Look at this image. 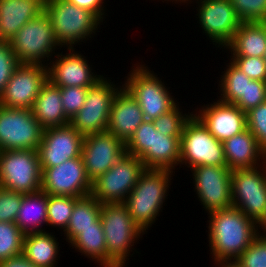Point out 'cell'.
I'll return each instance as SVG.
<instances>
[{"label":"cell","instance_id":"obj_35","mask_svg":"<svg viewBox=\"0 0 266 267\" xmlns=\"http://www.w3.org/2000/svg\"><path fill=\"white\" fill-rule=\"evenodd\" d=\"M242 22H266V0H230Z\"/></svg>","mask_w":266,"mask_h":267},{"label":"cell","instance_id":"obj_4","mask_svg":"<svg viewBox=\"0 0 266 267\" xmlns=\"http://www.w3.org/2000/svg\"><path fill=\"white\" fill-rule=\"evenodd\" d=\"M100 220L106 240L108 267H126L130 255L132 257L135 252L139 254L133 246L139 243L144 233L134 223L123 203L101 204Z\"/></svg>","mask_w":266,"mask_h":267},{"label":"cell","instance_id":"obj_22","mask_svg":"<svg viewBox=\"0 0 266 267\" xmlns=\"http://www.w3.org/2000/svg\"><path fill=\"white\" fill-rule=\"evenodd\" d=\"M144 121L139 104L122 87L113 99L107 131L126 143Z\"/></svg>","mask_w":266,"mask_h":267},{"label":"cell","instance_id":"obj_16","mask_svg":"<svg viewBox=\"0 0 266 267\" xmlns=\"http://www.w3.org/2000/svg\"><path fill=\"white\" fill-rule=\"evenodd\" d=\"M41 169V190L48 195L77 198L91 195L92 182L87 176L82 156L68 159L55 167Z\"/></svg>","mask_w":266,"mask_h":267},{"label":"cell","instance_id":"obj_18","mask_svg":"<svg viewBox=\"0 0 266 267\" xmlns=\"http://www.w3.org/2000/svg\"><path fill=\"white\" fill-rule=\"evenodd\" d=\"M75 49L67 48L64 54L58 52L47 65L48 80L55 86L90 87L103 77L93 70L87 56Z\"/></svg>","mask_w":266,"mask_h":267},{"label":"cell","instance_id":"obj_29","mask_svg":"<svg viewBox=\"0 0 266 267\" xmlns=\"http://www.w3.org/2000/svg\"><path fill=\"white\" fill-rule=\"evenodd\" d=\"M68 245L91 262L95 261L94 264L99 267H108L106 240L100 219L96 222V228L83 229Z\"/></svg>","mask_w":266,"mask_h":267},{"label":"cell","instance_id":"obj_40","mask_svg":"<svg viewBox=\"0 0 266 267\" xmlns=\"http://www.w3.org/2000/svg\"><path fill=\"white\" fill-rule=\"evenodd\" d=\"M230 57V58H229ZM229 60L250 79L266 81V63L263 57L229 56Z\"/></svg>","mask_w":266,"mask_h":267},{"label":"cell","instance_id":"obj_11","mask_svg":"<svg viewBox=\"0 0 266 267\" xmlns=\"http://www.w3.org/2000/svg\"><path fill=\"white\" fill-rule=\"evenodd\" d=\"M145 169L139 157L125 153L92 182L91 195L101 204L124 203Z\"/></svg>","mask_w":266,"mask_h":267},{"label":"cell","instance_id":"obj_34","mask_svg":"<svg viewBox=\"0 0 266 267\" xmlns=\"http://www.w3.org/2000/svg\"><path fill=\"white\" fill-rule=\"evenodd\" d=\"M179 106V102H177L171 110L152 120L157 131L167 136H181L184 125L193 111L187 113L185 110L184 112Z\"/></svg>","mask_w":266,"mask_h":267},{"label":"cell","instance_id":"obj_15","mask_svg":"<svg viewBox=\"0 0 266 267\" xmlns=\"http://www.w3.org/2000/svg\"><path fill=\"white\" fill-rule=\"evenodd\" d=\"M194 192L210 214L232 207L231 172L227 166L201 165L191 168Z\"/></svg>","mask_w":266,"mask_h":267},{"label":"cell","instance_id":"obj_43","mask_svg":"<svg viewBox=\"0 0 266 267\" xmlns=\"http://www.w3.org/2000/svg\"><path fill=\"white\" fill-rule=\"evenodd\" d=\"M70 3L74 5L91 11L92 13L96 14L102 21L106 19L105 16L107 13V8L104 6L106 4V0H68Z\"/></svg>","mask_w":266,"mask_h":267},{"label":"cell","instance_id":"obj_46","mask_svg":"<svg viewBox=\"0 0 266 267\" xmlns=\"http://www.w3.org/2000/svg\"><path fill=\"white\" fill-rule=\"evenodd\" d=\"M216 266L218 267H241L236 260L234 261H219V262H215L213 263Z\"/></svg>","mask_w":266,"mask_h":267},{"label":"cell","instance_id":"obj_3","mask_svg":"<svg viewBox=\"0 0 266 267\" xmlns=\"http://www.w3.org/2000/svg\"><path fill=\"white\" fill-rule=\"evenodd\" d=\"M44 11L52 22L58 44L63 48H74L94 39L103 24L96 14L68 0H45Z\"/></svg>","mask_w":266,"mask_h":267},{"label":"cell","instance_id":"obj_12","mask_svg":"<svg viewBox=\"0 0 266 267\" xmlns=\"http://www.w3.org/2000/svg\"><path fill=\"white\" fill-rule=\"evenodd\" d=\"M43 131L32 109L0 105V151L37 150Z\"/></svg>","mask_w":266,"mask_h":267},{"label":"cell","instance_id":"obj_24","mask_svg":"<svg viewBox=\"0 0 266 267\" xmlns=\"http://www.w3.org/2000/svg\"><path fill=\"white\" fill-rule=\"evenodd\" d=\"M45 0H0V37L10 39L28 21L44 12Z\"/></svg>","mask_w":266,"mask_h":267},{"label":"cell","instance_id":"obj_31","mask_svg":"<svg viewBox=\"0 0 266 267\" xmlns=\"http://www.w3.org/2000/svg\"><path fill=\"white\" fill-rule=\"evenodd\" d=\"M220 75L218 86L219 95L217 99L220 102L235 104L242 95H244L245 84L251 79L236 67L231 61L226 63L224 71Z\"/></svg>","mask_w":266,"mask_h":267},{"label":"cell","instance_id":"obj_25","mask_svg":"<svg viewBox=\"0 0 266 267\" xmlns=\"http://www.w3.org/2000/svg\"><path fill=\"white\" fill-rule=\"evenodd\" d=\"M32 111L43 129L70 124L63 110L60 87L49 80L41 87Z\"/></svg>","mask_w":266,"mask_h":267},{"label":"cell","instance_id":"obj_14","mask_svg":"<svg viewBox=\"0 0 266 267\" xmlns=\"http://www.w3.org/2000/svg\"><path fill=\"white\" fill-rule=\"evenodd\" d=\"M192 2L197 3L195 15L203 34L216 48L224 49L242 24L230 0H190L187 5Z\"/></svg>","mask_w":266,"mask_h":267},{"label":"cell","instance_id":"obj_47","mask_svg":"<svg viewBox=\"0 0 266 267\" xmlns=\"http://www.w3.org/2000/svg\"><path fill=\"white\" fill-rule=\"evenodd\" d=\"M161 1V0H160ZM165 1H167V3L168 2H172V3H175V4H182V5H185L186 4V7H187V3L190 1V0H162V2L164 3Z\"/></svg>","mask_w":266,"mask_h":267},{"label":"cell","instance_id":"obj_21","mask_svg":"<svg viewBox=\"0 0 266 267\" xmlns=\"http://www.w3.org/2000/svg\"><path fill=\"white\" fill-rule=\"evenodd\" d=\"M204 104L193 113L207 127L209 132L220 142L241 133L247 128L246 113L234 104L212 101Z\"/></svg>","mask_w":266,"mask_h":267},{"label":"cell","instance_id":"obj_37","mask_svg":"<svg viewBox=\"0 0 266 267\" xmlns=\"http://www.w3.org/2000/svg\"><path fill=\"white\" fill-rule=\"evenodd\" d=\"M247 129L257 139L260 149L266 154V101L246 113Z\"/></svg>","mask_w":266,"mask_h":267},{"label":"cell","instance_id":"obj_42","mask_svg":"<svg viewBox=\"0 0 266 267\" xmlns=\"http://www.w3.org/2000/svg\"><path fill=\"white\" fill-rule=\"evenodd\" d=\"M19 65L9 41L0 42V95Z\"/></svg>","mask_w":266,"mask_h":267},{"label":"cell","instance_id":"obj_41","mask_svg":"<svg viewBox=\"0 0 266 267\" xmlns=\"http://www.w3.org/2000/svg\"><path fill=\"white\" fill-rule=\"evenodd\" d=\"M23 196V193L13 192L0 187V222L15 223Z\"/></svg>","mask_w":266,"mask_h":267},{"label":"cell","instance_id":"obj_30","mask_svg":"<svg viewBox=\"0 0 266 267\" xmlns=\"http://www.w3.org/2000/svg\"><path fill=\"white\" fill-rule=\"evenodd\" d=\"M101 203L92 195L79 198L74 205L69 224L63 238L68 244L83 230L96 228L100 219Z\"/></svg>","mask_w":266,"mask_h":267},{"label":"cell","instance_id":"obj_48","mask_svg":"<svg viewBox=\"0 0 266 267\" xmlns=\"http://www.w3.org/2000/svg\"><path fill=\"white\" fill-rule=\"evenodd\" d=\"M263 58H264V61H265V63H266V50H265V53H264Z\"/></svg>","mask_w":266,"mask_h":267},{"label":"cell","instance_id":"obj_13","mask_svg":"<svg viewBox=\"0 0 266 267\" xmlns=\"http://www.w3.org/2000/svg\"><path fill=\"white\" fill-rule=\"evenodd\" d=\"M232 205L256 224L266 210V162L231 172Z\"/></svg>","mask_w":266,"mask_h":267},{"label":"cell","instance_id":"obj_7","mask_svg":"<svg viewBox=\"0 0 266 267\" xmlns=\"http://www.w3.org/2000/svg\"><path fill=\"white\" fill-rule=\"evenodd\" d=\"M9 43L20 63L46 66L58 53L57 50L62 48L56 40L52 22L45 11L23 25Z\"/></svg>","mask_w":266,"mask_h":267},{"label":"cell","instance_id":"obj_38","mask_svg":"<svg viewBox=\"0 0 266 267\" xmlns=\"http://www.w3.org/2000/svg\"><path fill=\"white\" fill-rule=\"evenodd\" d=\"M236 261L241 267H266V238L258 235Z\"/></svg>","mask_w":266,"mask_h":267},{"label":"cell","instance_id":"obj_32","mask_svg":"<svg viewBox=\"0 0 266 267\" xmlns=\"http://www.w3.org/2000/svg\"><path fill=\"white\" fill-rule=\"evenodd\" d=\"M79 198L47 194V227L59 229L62 234L70 221L75 202Z\"/></svg>","mask_w":266,"mask_h":267},{"label":"cell","instance_id":"obj_2","mask_svg":"<svg viewBox=\"0 0 266 267\" xmlns=\"http://www.w3.org/2000/svg\"><path fill=\"white\" fill-rule=\"evenodd\" d=\"M174 174L175 171L167 169H145L125 199L123 204L144 234L163 212Z\"/></svg>","mask_w":266,"mask_h":267},{"label":"cell","instance_id":"obj_5","mask_svg":"<svg viewBox=\"0 0 266 267\" xmlns=\"http://www.w3.org/2000/svg\"><path fill=\"white\" fill-rule=\"evenodd\" d=\"M181 136H167L156 130L153 121L142 122L125 143L126 153L139 157L146 169H178Z\"/></svg>","mask_w":266,"mask_h":267},{"label":"cell","instance_id":"obj_33","mask_svg":"<svg viewBox=\"0 0 266 267\" xmlns=\"http://www.w3.org/2000/svg\"><path fill=\"white\" fill-rule=\"evenodd\" d=\"M24 233L14 222H0V261L23 252Z\"/></svg>","mask_w":266,"mask_h":267},{"label":"cell","instance_id":"obj_44","mask_svg":"<svg viewBox=\"0 0 266 267\" xmlns=\"http://www.w3.org/2000/svg\"><path fill=\"white\" fill-rule=\"evenodd\" d=\"M0 267H37L31 263L23 254L10 257L0 261Z\"/></svg>","mask_w":266,"mask_h":267},{"label":"cell","instance_id":"obj_26","mask_svg":"<svg viewBox=\"0 0 266 267\" xmlns=\"http://www.w3.org/2000/svg\"><path fill=\"white\" fill-rule=\"evenodd\" d=\"M230 56L263 57L266 50V22H242L224 48Z\"/></svg>","mask_w":266,"mask_h":267},{"label":"cell","instance_id":"obj_1","mask_svg":"<svg viewBox=\"0 0 266 267\" xmlns=\"http://www.w3.org/2000/svg\"><path fill=\"white\" fill-rule=\"evenodd\" d=\"M207 215V242L213 263L236 260L258 236L257 224L236 207Z\"/></svg>","mask_w":266,"mask_h":267},{"label":"cell","instance_id":"obj_27","mask_svg":"<svg viewBox=\"0 0 266 267\" xmlns=\"http://www.w3.org/2000/svg\"><path fill=\"white\" fill-rule=\"evenodd\" d=\"M54 233L47 230L25 234L22 254L37 267H56L60 244Z\"/></svg>","mask_w":266,"mask_h":267},{"label":"cell","instance_id":"obj_28","mask_svg":"<svg viewBox=\"0 0 266 267\" xmlns=\"http://www.w3.org/2000/svg\"><path fill=\"white\" fill-rule=\"evenodd\" d=\"M15 223L24 234L46 231L47 193L39 190L24 194Z\"/></svg>","mask_w":266,"mask_h":267},{"label":"cell","instance_id":"obj_19","mask_svg":"<svg viewBox=\"0 0 266 267\" xmlns=\"http://www.w3.org/2000/svg\"><path fill=\"white\" fill-rule=\"evenodd\" d=\"M125 153V143L108 131L85 136L81 156L91 182L107 172Z\"/></svg>","mask_w":266,"mask_h":267},{"label":"cell","instance_id":"obj_45","mask_svg":"<svg viewBox=\"0 0 266 267\" xmlns=\"http://www.w3.org/2000/svg\"><path fill=\"white\" fill-rule=\"evenodd\" d=\"M257 231L259 236L266 238V210L262 219L257 223Z\"/></svg>","mask_w":266,"mask_h":267},{"label":"cell","instance_id":"obj_17","mask_svg":"<svg viewBox=\"0 0 266 267\" xmlns=\"http://www.w3.org/2000/svg\"><path fill=\"white\" fill-rule=\"evenodd\" d=\"M47 80L46 65L20 63L0 95V105L32 109L41 87Z\"/></svg>","mask_w":266,"mask_h":267},{"label":"cell","instance_id":"obj_9","mask_svg":"<svg viewBox=\"0 0 266 267\" xmlns=\"http://www.w3.org/2000/svg\"><path fill=\"white\" fill-rule=\"evenodd\" d=\"M105 75L87 91L86 100L70 124L83 136L107 131L113 99L123 87Z\"/></svg>","mask_w":266,"mask_h":267},{"label":"cell","instance_id":"obj_6","mask_svg":"<svg viewBox=\"0 0 266 267\" xmlns=\"http://www.w3.org/2000/svg\"><path fill=\"white\" fill-rule=\"evenodd\" d=\"M142 63L132 65L122 85L139 104L145 120L152 121L171 110L177 104V98L171 95V87L165 86L161 76Z\"/></svg>","mask_w":266,"mask_h":267},{"label":"cell","instance_id":"obj_8","mask_svg":"<svg viewBox=\"0 0 266 267\" xmlns=\"http://www.w3.org/2000/svg\"><path fill=\"white\" fill-rule=\"evenodd\" d=\"M227 166L223 143L217 140L193 113L186 121L180 139V167ZM186 165V166H185Z\"/></svg>","mask_w":266,"mask_h":267},{"label":"cell","instance_id":"obj_36","mask_svg":"<svg viewBox=\"0 0 266 267\" xmlns=\"http://www.w3.org/2000/svg\"><path fill=\"white\" fill-rule=\"evenodd\" d=\"M266 101V81L250 80L245 84L244 95L234 104L244 113Z\"/></svg>","mask_w":266,"mask_h":267},{"label":"cell","instance_id":"obj_20","mask_svg":"<svg viewBox=\"0 0 266 267\" xmlns=\"http://www.w3.org/2000/svg\"><path fill=\"white\" fill-rule=\"evenodd\" d=\"M84 137L71 125L44 129L37 152L41 167H55L81 156Z\"/></svg>","mask_w":266,"mask_h":267},{"label":"cell","instance_id":"obj_39","mask_svg":"<svg viewBox=\"0 0 266 267\" xmlns=\"http://www.w3.org/2000/svg\"><path fill=\"white\" fill-rule=\"evenodd\" d=\"M88 89L89 87H60L63 110L69 120L83 107Z\"/></svg>","mask_w":266,"mask_h":267},{"label":"cell","instance_id":"obj_10","mask_svg":"<svg viewBox=\"0 0 266 267\" xmlns=\"http://www.w3.org/2000/svg\"><path fill=\"white\" fill-rule=\"evenodd\" d=\"M42 169L37 150L0 151V187L17 193L41 190Z\"/></svg>","mask_w":266,"mask_h":267},{"label":"cell","instance_id":"obj_23","mask_svg":"<svg viewBox=\"0 0 266 267\" xmlns=\"http://www.w3.org/2000/svg\"><path fill=\"white\" fill-rule=\"evenodd\" d=\"M222 143L226 165L230 170L254 168L266 162V154L247 128Z\"/></svg>","mask_w":266,"mask_h":267}]
</instances>
